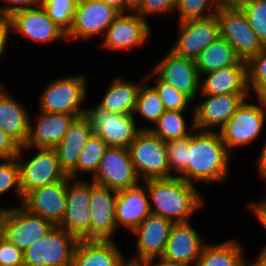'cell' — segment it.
<instances>
[{"label": "cell", "mask_w": 266, "mask_h": 266, "mask_svg": "<svg viewBox=\"0 0 266 266\" xmlns=\"http://www.w3.org/2000/svg\"><path fill=\"white\" fill-rule=\"evenodd\" d=\"M147 188L151 213L173 223L189 222L204 205V197L196 186L179 177L143 181Z\"/></svg>", "instance_id": "6da1fadb"}, {"label": "cell", "mask_w": 266, "mask_h": 266, "mask_svg": "<svg viewBox=\"0 0 266 266\" xmlns=\"http://www.w3.org/2000/svg\"><path fill=\"white\" fill-rule=\"evenodd\" d=\"M230 155L218 131L195 129L188 148L187 183L224 181L230 174Z\"/></svg>", "instance_id": "7a4b0ae2"}, {"label": "cell", "mask_w": 266, "mask_h": 266, "mask_svg": "<svg viewBox=\"0 0 266 266\" xmlns=\"http://www.w3.org/2000/svg\"><path fill=\"white\" fill-rule=\"evenodd\" d=\"M87 76L78 74L59 77L50 82L41 93L39 110L82 116L86 112L83 102L87 98Z\"/></svg>", "instance_id": "3957f363"}, {"label": "cell", "mask_w": 266, "mask_h": 266, "mask_svg": "<svg viewBox=\"0 0 266 266\" xmlns=\"http://www.w3.org/2000/svg\"><path fill=\"white\" fill-rule=\"evenodd\" d=\"M0 207V235L22 252L45 236L55 225L41 216L18 207Z\"/></svg>", "instance_id": "277c9868"}, {"label": "cell", "mask_w": 266, "mask_h": 266, "mask_svg": "<svg viewBox=\"0 0 266 266\" xmlns=\"http://www.w3.org/2000/svg\"><path fill=\"white\" fill-rule=\"evenodd\" d=\"M248 99H245L227 123L217 130L230 154L234 153L236 148L254 142L265 126L266 109L258 99L256 104L248 102Z\"/></svg>", "instance_id": "5b68a950"}, {"label": "cell", "mask_w": 266, "mask_h": 266, "mask_svg": "<svg viewBox=\"0 0 266 266\" xmlns=\"http://www.w3.org/2000/svg\"><path fill=\"white\" fill-rule=\"evenodd\" d=\"M220 37L234 48L237 57L248 63L263 48L240 6L219 7L216 12Z\"/></svg>", "instance_id": "8992f818"}, {"label": "cell", "mask_w": 266, "mask_h": 266, "mask_svg": "<svg viewBox=\"0 0 266 266\" xmlns=\"http://www.w3.org/2000/svg\"><path fill=\"white\" fill-rule=\"evenodd\" d=\"M78 241L55 226L23 252L24 266H71Z\"/></svg>", "instance_id": "52a82bcc"}, {"label": "cell", "mask_w": 266, "mask_h": 266, "mask_svg": "<svg viewBox=\"0 0 266 266\" xmlns=\"http://www.w3.org/2000/svg\"><path fill=\"white\" fill-rule=\"evenodd\" d=\"M128 149L141 182L142 179L145 181L169 178L166 142L156 137L150 130H141Z\"/></svg>", "instance_id": "ba28073f"}, {"label": "cell", "mask_w": 266, "mask_h": 266, "mask_svg": "<svg viewBox=\"0 0 266 266\" xmlns=\"http://www.w3.org/2000/svg\"><path fill=\"white\" fill-rule=\"evenodd\" d=\"M33 157L22 160L23 146L16 156L20 169V187L23 197L30 191L64 180L67 174L62 170L53 148H34ZM24 152V153H23Z\"/></svg>", "instance_id": "9c48e42d"}, {"label": "cell", "mask_w": 266, "mask_h": 266, "mask_svg": "<svg viewBox=\"0 0 266 266\" xmlns=\"http://www.w3.org/2000/svg\"><path fill=\"white\" fill-rule=\"evenodd\" d=\"M93 133L98 135L108 147L128 148L141 130L133 114H116L100 108L97 104L87 108ZM137 125V126H136Z\"/></svg>", "instance_id": "30bf717a"}, {"label": "cell", "mask_w": 266, "mask_h": 266, "mask_svg": "<svg viewBox=\"0 0 266 266\" xmlns=\"http://www.w3.org/2000/svg\"><path fill=\"white\" fill-rule=\"evenodd\" d=\"M120 14L118 10L102 1L77 0L73 23L66 33L67 40H91L105 35L107 28Z\"/></svg>", "instance_id": "8fae6325"}, {"label": "cell", "mask_w": 266, "mask_h": 266, "mask_svg": "<svg viewBox=\"0 0 266 266\" xmlns=\"http://www.w3.org/2000/svg\"><path fill=\"white\" fill-rule=\"evenodd\" d=\"M67 207L58 225L78 240H90V181L67 176Z\"/></svg>", "instance_id": "7c38bea8"}, {"label": "cell", "mask_w": 266, "mask_h": 266, "mask_svg": "<svg viewBox=\"0 0 266 266\" xmlns=\"http://www.w3.org/2000/svg\"><path fill=\"white\" fill-rule=\"evenodd\" d=\"M94 183L118 192L140 184L128 148L108 147L101 157Z\"/></svg>", "instance_id": "4fadbf2b"}, {"label": "cell", "mask_w": 266, "mask_h": 266, "mask_svg": "<svg viewBox=\"0 0 266 266\" xmlns=\"http://www.w3.org/2000/svg\"><path fill=\"white\" fill-rule=\"evenodd\" d=\"M148 21L135 11L120 13L107 28L100 47L105 50L126 51L138 48L150 38Z\"/></svg>", "instance_id": "5bb4252c"}, {"label": "cell", "mask_w": 266, "mask_h": 266, "mask_svg": "<svg viewBox=\"0 0 266 266\" xmlns=\"http://www.w3.org/2000/svg\"><path fill=\"white\" fill-rule=\"evenodd\" d=\"M178 24V38L169 50L183 58L195 60L201 51L220 36L216 14Z\"/></svg>", "instance_id": "9a60e30c"}, {"label": "cell", "mask_w": 266, "mask_h": 266, "mask_svg": "<svg viewBox=\"0 0 266 266\" xmlns=\"http://www.w3.org/2000/svg\"><path fill=\"white\" fill-rule=\"evenodd\" d=\"M172 225L171 220L150 213L132 232L137 237L134 248L136 254L131 256L128 261L144 263L161 259Z\"/></svg>", "instance_id": "2e32d148"}, {"label": "cell", "mask_w": 266, "mask_h": 266, "mask_svg": "<svg viewBox=\"0 0 266 266\" xmlns=\"http://www.w3.org/2000/svg\"><path fill=\"white\" fill-rule=\"evenodd\" d=\"M117 192L90 179V240H114Z\"/></svg>", "instance_id": "e0dca14e"}, {"label": "cell", "mask_w": 266, "mask_h": 266, "mask_svg": "<svg viewBox=\"0 0 266 266\" xmlns=\"http://www.w3.org/2000/svg\"><path fill=\"white\" fill-rule=\"evenodd\" d=\"M199 95L204 101L193 104L194 125L195 129L203 131H216L214 127H220V130L242 102L250 97V94Z\"/></svg>", "instance_id": "ac0fdd59"}, {"label": "cell", "mask_w": 266, "mask_h": 266, "mask_svg": "<svg viewBox=\"0 0 266 266\" xmlns=\"http://www.w3.org/2000/svg\"><path fill=\"white\" fill-rule=\"evenodd\" d=\"M165 54L152 71L195 102L200 92V75L195 60L177 56L171 50Z\"/></svg>", "instance_id": "d6986e66"}, {"label": "cell", "mask_w": 266, "mask_h": 266, "mask_svg": "<svg viewBox=\"0 0 266 266\" xmlns=\"http://www.w3.org/2000/svg\"><path fill=\"white\" fill-rule=\"evenodd\" d=\"M8 18L11 31L21 33L22 36L36 43L67 40L66 32L48 16L42 5L17 11Z\"/></svg>", "instance_id": "ffe728a7"}, {"label": "cell", "mask_w": 266, "mask_h": 266, "mask_svg": "<svg viewBox=\"0 0 266 266\" xmlns=\"http://www.w3.org/2000/svg\"><path fill=\"white\" fill-rule=\"evenodd\" d=\"M66 186L67 177L56 183L36 188L24 196L21 206L28 212L58 226L66 212Z\"/></svg>", "instance_id": "44dd1931"}, {"label": "cell", "mask_w": 266, "mask_h": 266, "mask_svg": "<svg viewBox=\"0 0 266 266\" xmlns=\"http://www.w3.org/2000/svg\"><path fill=\"white\" fill-rule=\"evenodd\" d=\"M203 236L189 222L173 223L161 259L184 266H195L205 246Z\"/></svg>", "instance_id": "7402d4cb"}, {"label": "cell", "mask_w": 266, "mask_h": 266, "mask_svg": "<svg viewBox=\"0 0 266 266\" xmlns=\"http://www.w3.org/2000/svg\"><path fill=\"white\" fill-rule=\"evenodd\" d=\"M35 117L36 125L33 126L30 120L28 139L23 146L25 152L32 148H54L60 143L76 116L40 111Z\"/></svg>", "instance_id": "603a6c76"}, {"label": "cell", "mask_w": 266, "mask_h": 266, "mask_svg": "<svg viewBox=\"0 0 266 266\" xmlns=\"http://www.w3.org/2000/svg\"><path fill=\"white\" fill-rule=\"evenodd\" d=\"M151 213L149 194L145 185L141 184L117 192L116 226L117 230L125 227L133 232Z\"/></svg>", "instance_id": "cb8c5ba5"}, {"label": "cell", "mask_w": 266, "mask_h": 266, "mask_svg": "<svg viewBox=\"0 0 266 266\" xmlns=\"http://www.w3.org/2000/svg\"><path fill=\"white\" fill-rule=\"evenodd\" d=\"M126 261L114 240H79L71 266H123Z\"/></svg>", "instance_id": "d4e9b609"}, {"label": "cell", "mask_w": 266, "mask_h": 266, "mask_svg": "<svg viewBox=\"0 0 266 266\" xmlns=\"http://www.w3.org/2000/svg\"><path fill=\"white\" fill-rule=\"evenodd\" d=\"M199 94H249L247 64H234L201 75Z\"/></svg>", "instance_id": "484cf974"}, {"label": "cell", "mask_w": 266, "mask_h": 266, "mask_svg": "<svg viewBox=\"0 0 266 266\" xmlns=\"http://www.w3.org/2000/svg\"><path fill=\"white\" fill-rule=\"evenodd\" d=\"M92 134L89 118L85 114L75 117L60 143L53 148L67 175L76 167L80 152Z\"/></svg>", "instance_id": "4316f807"}, {"label": "cell", "mask_w": 266, "mask_h": 266, "mask_svg": "<svg viewBox=\"0 0 266 266\" xmlns=\"http://www.w3.org/2000/svg\"><path fill=\"white\" fill-rule=\"evenodd\" d=\"M3 87L0 88V128L20 147L25 146L31 118L29 111Z\"/></svg>", "instance_id": "83f0119b"}, {"label": "cell", "mask_w": 266, "mask_h": 266, "mask_svg": "<svg viewBox=\"0 0 266 266\" xmlns=\"http://www.w3.org/2000/svg\"><path fill=\"white\" fill-rule=\"evenodd\" d=\"M145 79L143 77L139 81L141 83L137 84L135 81L125 80L124 77H115L97 105L116 114H133L142 81Z\"/></svg>", "instance_id": "f1b7e54d"}, {"label": "cell", "mask_w": 266, "mask_h": 266, "mask_svg": "<svg viewBox=\"0 0 266 266\" xmlns=\"http://www.w3.org/2000/svg\"><path fill=\"white\" fill-rule=\"evenodd\" d=\"M239 244L235 239L219 244L206 243L195 266H250Z\"/></svg>", "instance_id": "f546056e"}, {"label": "cell", "mask_w": 266, "mask_h": 266, "mask_svg": "<svg viewBox=\"0 0 266 266\" xmlns=\"http://www.w3.org/2000/svg\"><path fill=\"white\" fill-rule=\"evenodd\" d=\"M199 75L219 70L234 64H247L241 61L234 48L224 38L218 37L208 45L195 59Z\"/></svg>", "instance_id": "4dcf8cb0"}, {"label": "cell", "mask_w": 266, "mask_h": 266, "mask_svg": "<svg viewBox=\"0 0 266 266\" xmlns=\"http://www.w3.org/2000/svg\"><path fill=\"white\" fill-rule=\"evenodd\" d=\"M191 111V126L185 120V111L166 110L157 122L152 127H147L146 130H150L164 142L190 136L195 130L194 110Z\"/></svg>", "instance_id": "1f68e13d"}, {"label": "cell", "mask_w": 266, "mask_h": 266, "mask_svg": "<svg viewBox=\"0 0 266 266\" xmlns=\"http://www.w3.org/2000/svg\"><path fill=\"white\" fill-rule=\"evenodd\" d=\"M107 148V144L98 135L93 133L82 148L76 167L67 176L77 179L80 173H90L93 177Z\"/></svg>", "instance_id": "d6a6232c"}, {"label": "cell", "mask_w": 266, "mask_h": 266, "mask_svg": "<svg viewBox=\"0 0 266 266\" xmlns=\"http://www.w3.org/2000/svg\"><path fill=\"white\" fill-rule=\"evenodd\" d=\"M147 82L142 81L133 115L137 119L138 114L154 125L166 110L155 87Z\"/></svg>", "instance_id": "836d02e7"}, {"label": "cell", "mask_w": 266, "mask_h": 266, "mask_svg": "<svg viewBox=\"0 0 266 266\" xmlns=\"http://www.w3.org/2000/svg\"><path fill=\"white\" fill-rule=\"evenodd\" d=\"M169 177H179L187 182L188 148L190 136L166 142Z\"/></svg>", "instance_id": "e575fe53"}, {"label": "cell", "mask_w": 266, "mask_h": 266, "mask_svg": "<svg viewBox=\"0 0 266 266\" xmlns=\"http://www.w3.org/2000/svg\"><path fill=\"white\" fill-rule=\"evenodd\" d=\"M156 78L155 89L157 90L160 99L165 107V110L186 111L190 107L192 100L184 93L177 90L173 85L162 81L152 70L147 74L146 79L150 81L151 78Z\"/></svg>", "instance_id": "d590c367"}, {"label": "cell", "mask_w": 266, "mask_h": 266, "mask_svg": "<svg viewBox=\"0 0 266 266\" xmlns=\"http://www.w3.org/2000/svg\"><path fill=\"white\" fill-rule=\"evenodd\" d=\"M218 9L216 0H177V23L210 17Z\"/></svg>", "instance_id": "8d00e7d4"}, {"label": "cell", "mask_w": 266, "mask_h": 266, "mask_svg": "<svg viewBox=\"0 0 266 266\" xmlns=\"http://www.w3.org/2000/svg\"><path fill=\"white\" fill-rule=\"evenodd\" d=\"M77 0H42L48 16L66 33L72 26Z\"/></svg>", "instance_id": "74e56055"}, {"label": "cell", "mask_w": 266, "mask_h": 266, "mask_svg": "<svg viewBox=\"0 0 266 266\" xmlns=\"http://www.w3.org/2000/svg\"><path fill=\"white\" fill-rule=\"evenodd\" d=\"M262 45H266V0H244L240 5Z\"/></svg>", "instance_id": "f35d334b"}, {"label": "cell", "mask_w": 266, "mask_h": 266, "mask_svg": "<svg viewBox=\"0 0 266 266\" xmlns=\"http://www.w3.org/2000/svg\"><path fill=\"white\" fill-rule=\"evenodd\" d=\"M266 87V45L247 63V88L250 97ZM251 92L254 94L251 95Z\"/></svg>", "instance_id": "ab89813d"}, {"label": "cell", "mask_w": 266, "mask_h": 266, "mask_svg": "<svg viewBox=\"0 0 266 266\" xmlns=\"http://www.w3.org/2000/svg\"><path fill=\"white\" fill-rule=\"evenodd\" d=\"M8 191H13L22 203L24 197L21 192L20 169L16 157L0 159V196Z\"/></svg>", "instance_id": "60d3db41"}, {"label": "cell", "mask_w": 266, "mask_h": 266, "mask_svg": "<svg viewBox=\"0 0 266 266\" xmlns=\"http://www.w3.org/2000/svg\"><path fill=\"white\" fill-rule=\"evenodd\" d=\"M176 4L177 0H142L135 12L144 19L148 15H170L176 10Z\"/></svg>", "instance_id": "b9f144b4"}, {"label": "cell", "mask_w": 266, "mask_h": 266, "mask_svg": "<svg viewBox=\"0 0 266 266\" xmlns=\"http://www.w3.org/2000/svg\"><path fill=\"white\" fill-rule=\"evenodd\" d=\"M0 266H24L23 252L1 235Z\"/></svg>", "instance_id": "7bdbcfd3"}, {"label": "cell", "mask_w": 266, "mask_h": 266, "mask_svg": "<svg viewBox=\"0 0 266 266\" xmlns=\"http://www.w3.org/2000/svg\"><path fill=\"white\" fill-rule=\"evenodd\" d=\"M6 6H0V16L9 17L13 13L41 6L42 0H1ZM8 5V6H7Z\"/></svg>", "instance_id": "ee69618b"}, {"label": "cell", "mask_w": 266, "mask_h": 266, "mask_svg": "<svg viewBox=\"0 0 266 266\" xmlns=\"http://www.w3.org/2000/svg\"><path fill=\"white\" fill-rule=\"evenodd\" d=\"M20 146L0 128V159L16 157Z\"/></svg>", "instance_id": "f6af8a7d"}, {"label": "cell", "mask_w": 266, "mask_h": 266, "mask_svg": "<svg viewBox=\"0 0 266 266\" xmlns=\"http://www.w3.org/2000/svg\"><path fill=\"white\" fill-rule=\"evenodd\" d=\"M249 209L251 212H254L255 217L260 222L263 229L266 231V194L265 197L257 202H249L248 204ZM266 248L263 246L262 249Z\"/></svg>", "instance_id": "bcb514c9"}, {"label": "cell", "mask_w": 266, "mask_h": 266, "mask_svg": "<svg viewBox=\"0 0 266 266\" xmlns=\"http://www.w3.org/2000/svg\"><path fill=\"white\" fill-rule=\"evenodd\" d=\"M11 32L9 18L0 16V57L5 52V48L8 47L7 43Z\"/></svg>", "instance_id": "7dc6e473"}, {"label": "cell", "mask_w": 266, "mask_h": 266, "mask_svg": "<svg viewBox=\"0 0 266 266\" xmlns=\"http://www.w3.org/2000/svg\"><path fill=\"white\" fill-rule=\"evenodd\" d=\"M258 155V161H257V173H259L260 176L263 177V179H266V140L265 143L262 146L261 151Z\"/></svg>", "instance_id": "c3c4849f"}, {"label": "cell", "mask_w": 266, "mask_h": 266, "mask_svg": "<svg viewBox=\"0 0 266 266\" xmlns=\"http://www.w3.org/2000/svg\"><path fill=\"white\" fill-rule=\"evenodd\" d=\"M102 2H105L107 5L112 6L120 13L130 12V10L126 7L125 0H102Z\"/></svg>", "instance_id": "681fc988"}, {"label": "cell", "mask_w": 266, "mask_h": 266, "mask_svg": "<svg viewBox=\"0 0 266 266\" xmlns=\"http://www.w3.org/2000/svg\"><path fill=\"white\" fill-rule=\"evenodd\" d=\"M144 266H184V265L177 264V263H170L162 259H154L148 262H144Z\"/></svg>", "instance_id": "f907efd6"}, {"label": "cell", "mask_w": 266, "mask_h": 266, "mask_svg": "<svg viewBox=\"0 0 266 266\" xmlns=\"http://www.w3.org/2000/svg\"><path fill=\"white\" fill-rule=\"evenodd\" d=\"M218 7L240 6L244 0H216Z\"/></svg>", "instance_id": "816d5d0a"}, {"label": "cell", "mask_w": 266, "mask_h": 266, "mask_svg": "<svg viewBox=\"0 0 266 266\" xmlns=\"http://www.w3.org/2000/svg\"><path fill=\"white\" fill-rule=\"evenodd\" d=\"M125 3H126V7L130 11H135L142 3V0H125Z\"/></svg>", "instance_id": "f5cc1de1"}, {"label": "cell", "mask_w": 266, "mask_h": 266, "mask_svg": "<svg viewBox=\"0 0 266 266\" xmlns=\"http://www.w3.org/2000/svg\"><path fill=\"white\" fill-rule=\"evenodd\" d=\"M257 99L261 102L262 106L266 109V87H264L257 95Z\"/></svg>", "instance_id": "db71d44e"}, {"label": "cell", "mask_w": 266, "mask_h": 266, "mask_svg": "<svg viewBox=\"0 0 266 266\" xmlns=\"http://www.w3.org/2000/svg\"><path fill=\"white\" fill-rule=\"evenodd\" d=\"M250 266H266V263L257 256L256 259L250 261Z\"/></svg>", "instance_id": "11a10c76"}, {"label": "cell", "mask_w": 266, "mask_h": 266, "mask_svg": "<svg viewBox=\"0 0 266 266\" xmlns=\"http://www.w3.org/2000/svg\"><path fill=\"white\" fill-rule=\"evenodd\" d=\"M123 266H144V263H136L132 261H126Z\"/></svg>", "instance_id": "9f6ffc18"}, {"label": "cell", "mask_w": 266, "mask_h": 266, "mask_svg": "<svg viewBox=\"0 0 266 266\" xmlns=\"http://www.w3.org/2000/svg\"><path fill=\"white\" fill-rule=\"evenodd\" d=\"M258 256L266 263V248L261 249L260 254Z\"/></svg>", "instance_id": "6f0895ef"}]
</instances>
